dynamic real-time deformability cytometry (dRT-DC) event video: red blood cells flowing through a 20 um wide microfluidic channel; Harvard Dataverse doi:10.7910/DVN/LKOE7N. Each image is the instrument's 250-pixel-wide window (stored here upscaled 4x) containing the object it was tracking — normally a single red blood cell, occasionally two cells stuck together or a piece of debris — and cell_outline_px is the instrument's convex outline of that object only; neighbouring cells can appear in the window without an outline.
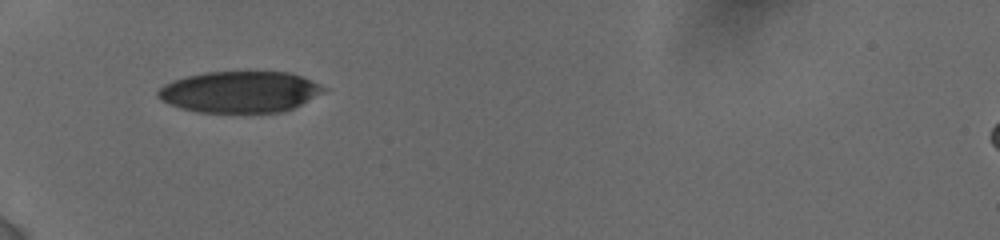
{"species": "human", "species_latin": "Homo sapiens", "temperature_condition": "cold", "stored_images_in_passage": 2, "camera_frame_rate_fps": 3000, "um_per_image_px": 0.085, "donor": {"sex": "female"}, "frame": {"image": 1, "passage_image": 1, "time_ms": 0.0, "image_size_px": [1000, 240], "cell_outline_px": [[328, 88], [324, 92], [284, 112], [196, 112], [180, 108], [160, 100], [156, 96], [156, 92], [164, 84], [188, 76], [204, 72], [288, 72], [300, 76]], "centroid_in_image_um": [20.36, 7.81], "position_along_channel_um": 64.6, "area_um2": 39.65}}